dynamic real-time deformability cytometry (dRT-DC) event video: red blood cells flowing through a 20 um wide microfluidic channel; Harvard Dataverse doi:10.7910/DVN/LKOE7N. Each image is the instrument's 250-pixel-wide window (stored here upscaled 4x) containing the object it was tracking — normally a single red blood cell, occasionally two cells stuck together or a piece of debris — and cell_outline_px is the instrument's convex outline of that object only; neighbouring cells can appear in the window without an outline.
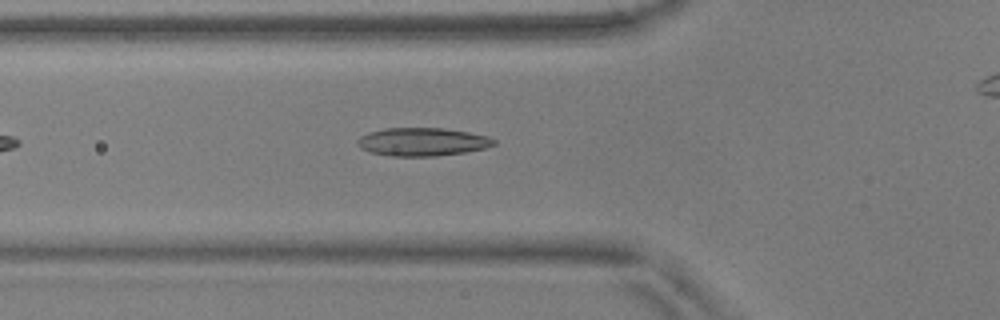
{"species": "common noctule bat (a hibernating species)", "species_latin": "Nyctalus noctula", "temperature_condition": "warm", "stored_images_in_passage": 37, "camera_frame_rate_fps": 3000, "um_per_image_px": 0.085, "animal": {"sex": "male", "body_mass_g": 17.9, "forearm_length_mm": 54.2}, "frame": {"image": 1, "passage_image": 8, "time_ms": 2.333, "image_size_px": [1000, 320], "cell_outline_px": [[496, 144], [484, 148], [464, 152], [436, 156], [388, 156], [368, 152], [360, 148], [356, 144], [356, 140], [360, 136], [368, 132], [384, 128], [444, 128], [468, 132], [488, 136], [496, 140]], "centroid_in_image_um": [35.85, 12.05], "position_along_channel_um": 90.0, "area_um2": 22.6}}
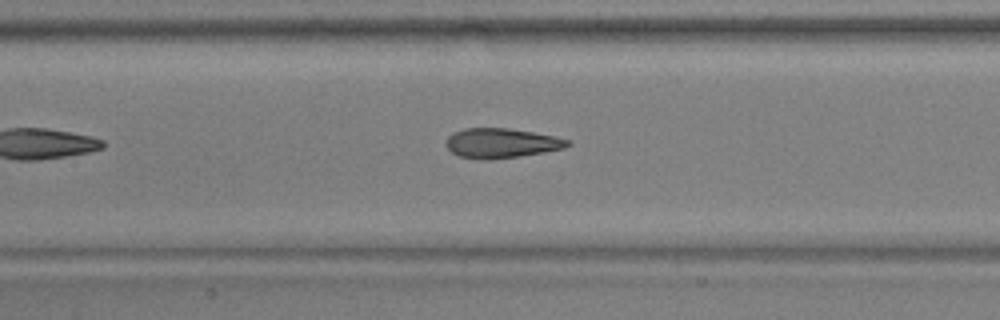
{"frame": {"image": 2, "passage_image": 14, "time_ms": 4.333, "image_size_px": [1000, 320], "cell_outline_px": [[572, 144], [564, 148], [520, 156], [488, 160], [460, 156], [452, 152], [444, 144], [448, 136], [464, 128], [508, 128], [532, 132], [552, 136], [568, 140]], "centroid_in_image_um": [42.59, 12.16], "position_along_channel_um": 164.8, "area_um2": 20.75}}
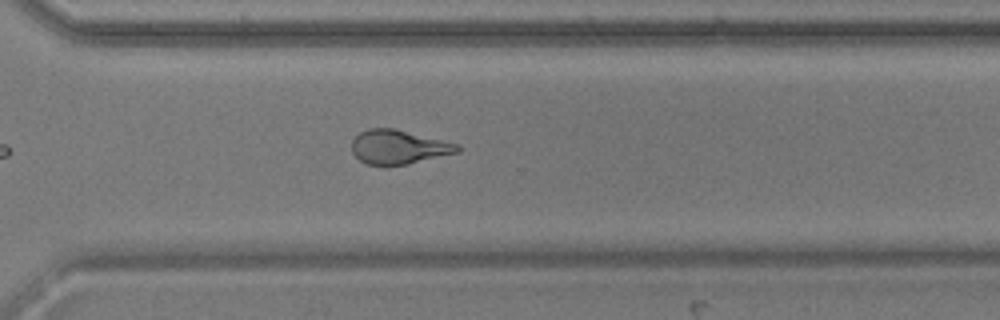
{"frame": {"image": 3, "passage_image": 28, "time_ms": 9.0, "image_size_px": [1000, 320], "cell_outline_px": [[460, 152], [408, 164], [388, 168], [384, 168], [368, 164], [360, 160], [352, 152], [352, 140], [360, 132], [368, 128], [392, 128], [460, 144]], "centroid_in_image_um": [33.87, 12.53], "position_along_channel_um": 336.7, "area_um2": 21.39}}